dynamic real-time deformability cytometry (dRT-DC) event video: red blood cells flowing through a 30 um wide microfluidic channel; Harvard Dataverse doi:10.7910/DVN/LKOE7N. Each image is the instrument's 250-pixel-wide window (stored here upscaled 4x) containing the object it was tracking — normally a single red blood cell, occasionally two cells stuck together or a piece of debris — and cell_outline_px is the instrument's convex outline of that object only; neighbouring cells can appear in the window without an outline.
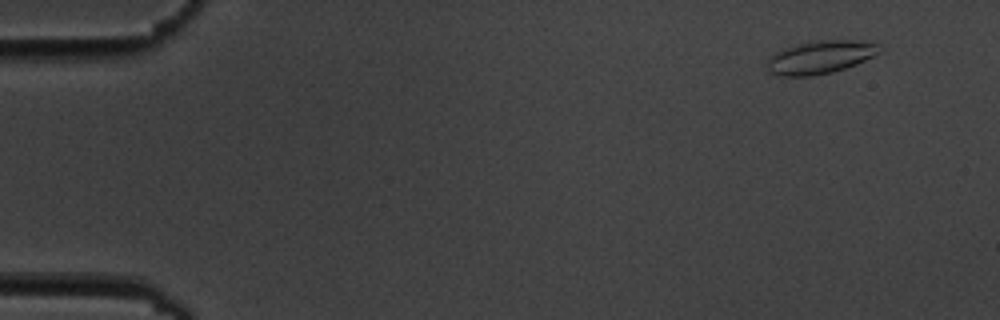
{"species": "common noctule bat (a hibernating species)", "species_latin": "Nyctalus noctula", "temperature_condition": "cold", "stored_images_in_passage": 4, "camera_frame_rate_fps": 3000, "um_per_image_px": 0.085, "animal": {"sex": "male", "body_mass_g": 19.5, "forearm_length_mm": 54.6}, "frame": {"image": 1, "passage_image": 1, "time_ms": 0.0, "image_size_px": [1000, 320], "cell_outline_px": [[884, 48], [880, 52], [856, 64], [832, 72], [812, 76], [780, 76], [768, 72], [768, 60], [776, 52], [784, 48], [796, 44], [820, 40], [860, 40], [876, 44]], "centroid_in_image_um": [69.73, 4.86], "position_along_channel_um": 15.3, "area_um2": 21.5}}